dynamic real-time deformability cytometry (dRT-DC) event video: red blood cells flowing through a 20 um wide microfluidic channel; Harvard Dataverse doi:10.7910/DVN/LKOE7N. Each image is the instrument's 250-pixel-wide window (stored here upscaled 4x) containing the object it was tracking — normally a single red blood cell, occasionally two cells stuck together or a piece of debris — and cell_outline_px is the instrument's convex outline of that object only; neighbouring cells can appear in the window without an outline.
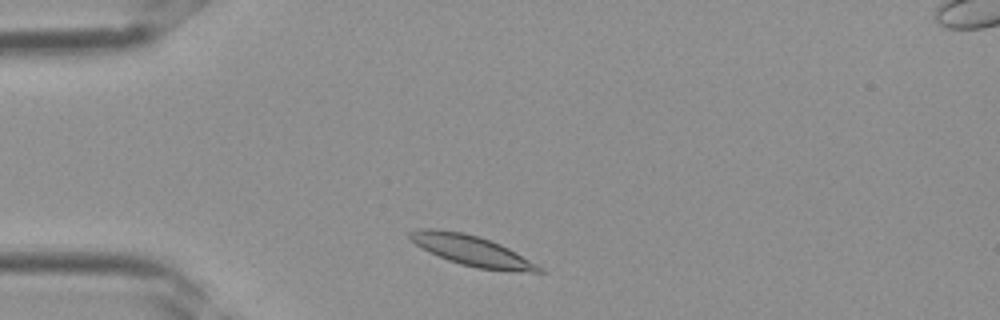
{"species": "Egyptian fruit bat (a non-hibernating species)", "species_latin": "Rousettus aegyptiacus", "temperature_condition": "room temperature", "stored_images_in_passage": 25, "camera_frame_rate_fps": 3000, "um_per_image_px": 0.085, "frame": {"image": 1, "passage_image": 2, "time_ms": 0.333, "image_size_px": [1000, 320], "cell_outline_px": [[548, 272], [532, 272], [476, 268], [460, 264], [448, 260], [428, 252], [416, 244], [408, 236], [408, 232], [420, 228], [436, 228], [464, 232], [500, 244], [516, 252], [544, 268]], "centroid_in_image_um": [40.08, 21.29], "position_along_channel_um": 44.9, "area_um2": 22.72}}
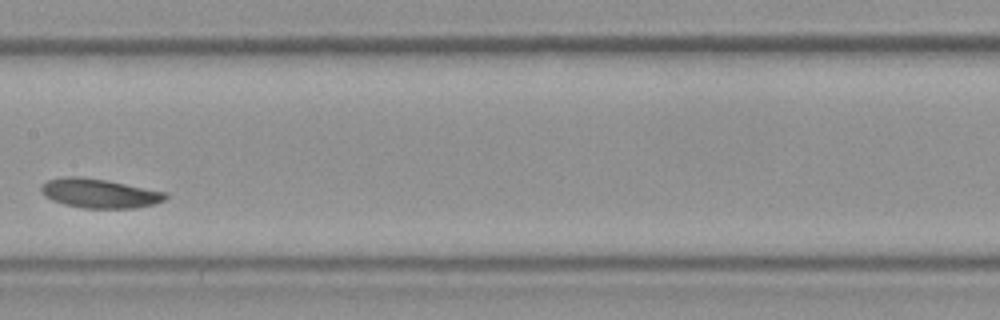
{"frame": {"image": 2, "passage_image": 12, "time_ms": 3.667, "image_size_px": [1000, 320], "cell_outline_px": [[168, 196], [164, 200], [152, 204], [132, 208], [80, 208], [64, 204], [52, 200], [44, 196], [40, 192], [40, 188], [48, 180], [64, 176], [80, 176], [104, 180], [168, 192]], "centroid_in_image_um": [8.42, 16.43], "position_along_channel_um": 199.0, "area_um2": 21.1}}
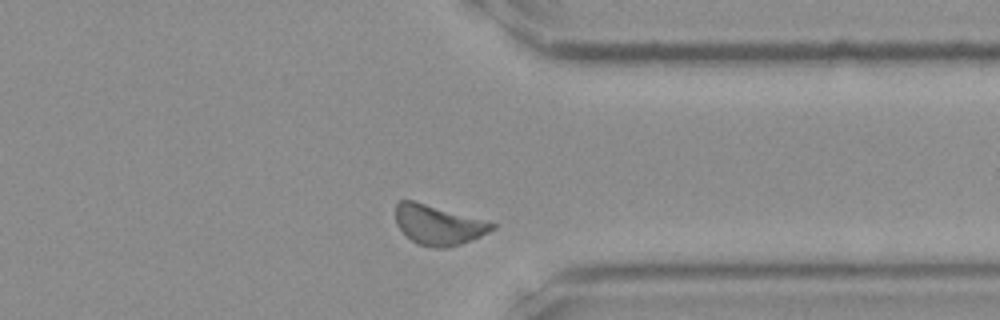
{"frame": {"image": 3, "passage_image": 22, "time_ms": 7.0, "image_size_px": [1000, 320], "cell_outline_px": [[496, 228], [472, 240], [460, 244], [444, 248], [436, 248], [416, 244], [396, 224], [396, 204], [400, 200], [412, 200], [496, 224]], "centroid_in_image_um": [37.23, 19.13], "position_along_channel_um": 374.2, "area_um2": 21.85}}